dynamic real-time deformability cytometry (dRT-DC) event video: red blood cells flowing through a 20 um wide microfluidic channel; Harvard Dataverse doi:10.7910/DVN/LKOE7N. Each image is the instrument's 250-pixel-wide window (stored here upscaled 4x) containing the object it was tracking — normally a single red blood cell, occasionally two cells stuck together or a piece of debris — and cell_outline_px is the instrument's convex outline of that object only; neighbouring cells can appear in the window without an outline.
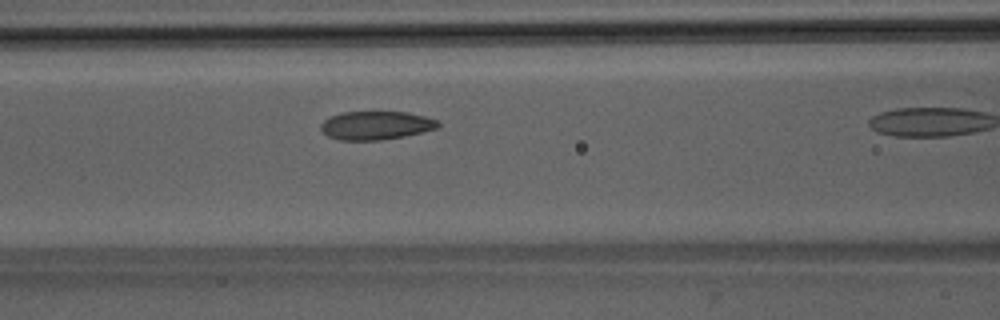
{"species": "Egyptian fruit bat (a non-hibernating species)", "species_latin": "Rousettus aegyptiacus", "temperature_condition": "room temperature", "stored_images_in_passage": 17, "camera_frame_rate_fps": 3000, "um_per_image_px": 0.085, "animal": {"sex": "male"}, "frame": {"image": 1, "passage_image": 10, "time_ms": 3.0, "image_size_px": [1000, 320], "cell_outline_px": [[440, 124], [436, 128], [404, 136], [380, 140], [340, 140], [328, 136], [320, 128], [320, 124], [328, 116], [340, 112], [408, 112], [424, 116], [436, 120]], "centroid_in_image_um": [31.9, 10.65], "position_along_channel_um": 134.7, "area_um2": 19.36}}